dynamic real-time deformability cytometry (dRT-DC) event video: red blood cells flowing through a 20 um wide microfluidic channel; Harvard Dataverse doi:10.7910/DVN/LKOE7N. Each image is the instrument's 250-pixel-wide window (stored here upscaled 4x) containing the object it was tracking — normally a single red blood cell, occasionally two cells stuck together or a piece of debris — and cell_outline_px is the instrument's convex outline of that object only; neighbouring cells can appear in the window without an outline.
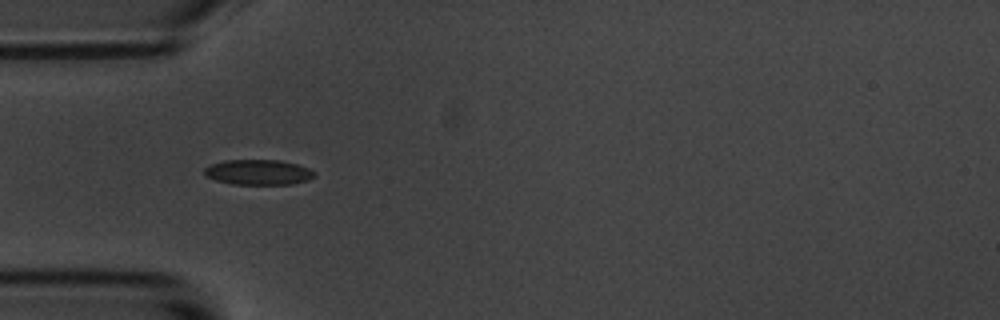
{"species": "common noctule bat (a hibernating species)", "species_latin": "Nyctalus noctula", "temperature_condition": "room temperature", "stored_images_in_passage": 7, "camera_frame_rate_fps": 3000, "um_per_image_px": 0.085, "animal": {"sex": "male", "body_mass_g": 20.1, "forearm_length_mm": 53.5}, "frame": {"image": 1, "passage_image": 5, "time_ms": 4.667, "image_size_px": [1000, 320], "cell_outline_px": [[316, 176], [308, 180], [292, 184], [232, 184], [216, 180], [204, 176], [204, 168], [212, 164], [224, 160], [276, 160], [296, 164], [308, 168], [316, 172]], "centroid_in_image_um": [21.95, 14.64], "position_along_channel_um": 63.0, "area_um2": 16.18}}
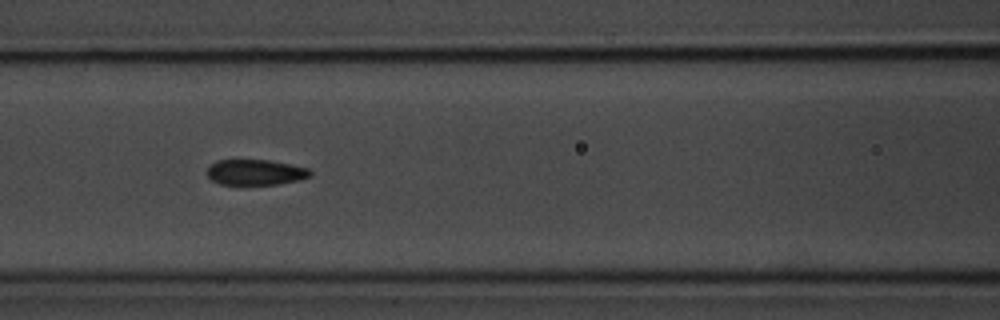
{"frame": {"image": 2, "passage_image": 7, "time_ms": 7.0, "image_size_px": [1000, 320], "cell_outline_px": [[312, 176], [300, 180], [276, 184], [240, 188], [220, 184], [212, 180], [208, 176], [208, 168], [216, 160], [268, 160], [308, 168], [312, 172]], "centroid_in_image_um": [21.69, 14.7], "position_along_channel_um": 144.9, "area_um2": 16.01}}